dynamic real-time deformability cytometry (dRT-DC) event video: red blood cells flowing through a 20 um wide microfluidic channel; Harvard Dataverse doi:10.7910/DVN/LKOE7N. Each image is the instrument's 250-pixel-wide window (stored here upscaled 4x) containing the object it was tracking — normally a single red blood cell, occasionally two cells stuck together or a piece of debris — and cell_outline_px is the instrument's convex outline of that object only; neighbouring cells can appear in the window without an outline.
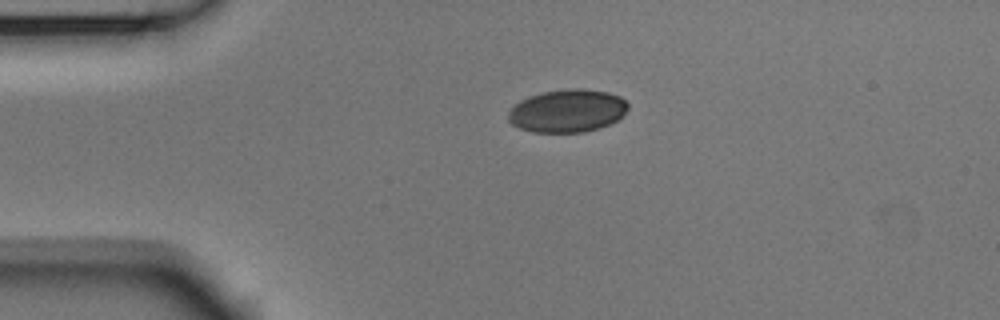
{"species": "Egyptian fruit bat (a non-hibernating species)", "species_latin": "Rousettus aegyptiacus", "temperature_condition": "room temperature", "stored_images_in_passage": 43, "camera_frame_rate_fps": 3000, "um_per_image_px": 0.085, "animal": {"sex": "male"}, "frame": {"image": 1, "passage_image": 1, "time_ms": 0.0, "image_size_px": [1000, 320], "cell_outline_px": [[628, 108], [620, 120], [584, 132], [532, 132], [520, 128], [512, 124], [508, 120], [508, 112], [512, 104], [528, 96], [544, 92], [568, 88], [580, 88], [608, 92], [620, 96], [628, 104]], "centroid_in_image_um": [48.21, 9.41], "position_along_channel_um": 36.8, "area_um2": 30.11}}
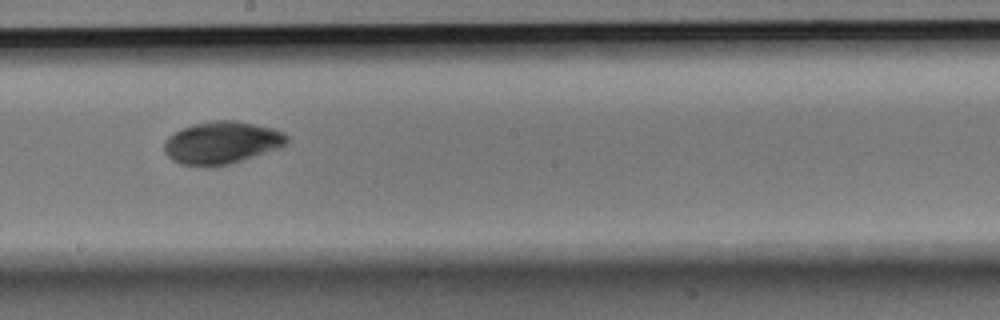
{"frame": {"image": 2, "passage_image": 19, "time_ms": 6.0, "image_size_px": [1000, 320], "cell_outline_px": [[288, 140], [284, 144], [276, 148], [228, 164], [180, 164], [172, 160], [164, 152], [164, 140], [168, 136], [180, 128], [192, 124], [212, 120], [236, 120], [272, 128], [284, 132], [288, 136]], "centroid_in_image_um": [18.79, 12.08], "position_along_channel_um": 229.4, "area_um2": 29.71}}
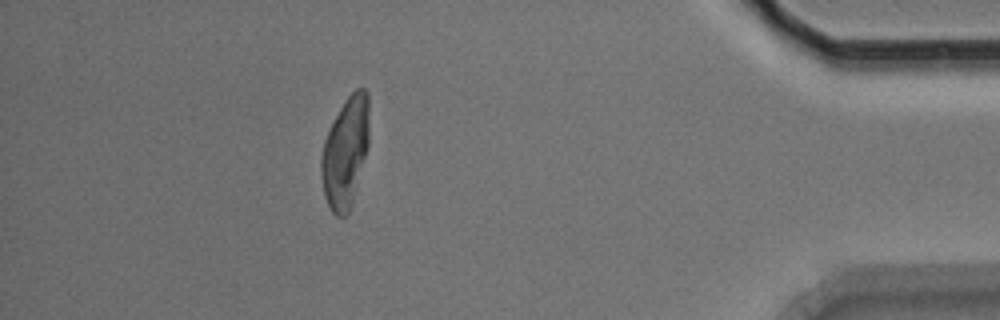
{"frame": {"image": 3, "passage_image": 37, "time_ms": 12.0, "image_size_px": [1000, 320], "cell_outline_px": [[368, 144], [352, 204], [348, 212], [344, 216], [336, 216], [332, 212], [324, 196], [320, 172], [320, 156], [324, 140], [344, 100], [356, 88], [364, 88], [368, 92]], "centroid_in_image_um": [29.34, 12.95], "position_along_channel_um": 405.9, "area_um2": 30.63}}